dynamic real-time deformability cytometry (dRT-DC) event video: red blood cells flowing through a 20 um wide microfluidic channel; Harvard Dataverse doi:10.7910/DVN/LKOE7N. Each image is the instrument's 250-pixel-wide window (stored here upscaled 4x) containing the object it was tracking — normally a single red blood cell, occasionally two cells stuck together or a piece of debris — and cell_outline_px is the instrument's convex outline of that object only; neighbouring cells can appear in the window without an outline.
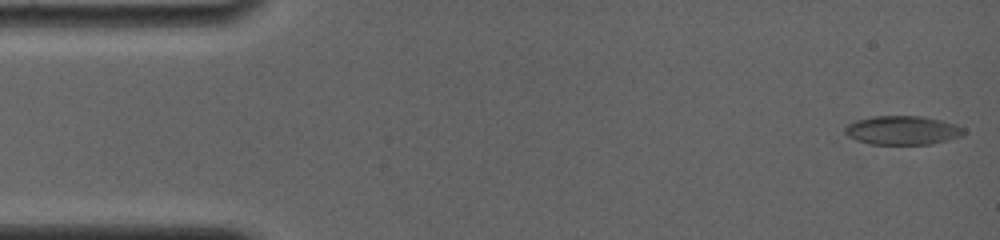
{"species": "common noctule bat (a hibernating species)", "species_latin": "Nyctalus noctula", "temperature_condition": "room temperature", "stored_images_in_passage": 16, "camera_frame_rate_fps": 4000, "um_per_image_px": 0.085, "animal": {"sex": "female", "body_mass_g": 19.0, "forearm_length_mm": 56.7}, "frame": {"image": 1, "passage_image": 1, "time_ms": 0.0, "image_size_px": [1000, 240], "cell_outline_px": [[964, 132], [960, 136], [948, 140], [932, 144], [872, 144], [856, 140], [848, 136], [844, 132], [844, 128], [848, 124], [856, 120], [872, 116], [920, 116], [940, 120], [956, 124], [964, 128]], "centroid_in_image_um": [76.69, 11.07], "position_along_channel_um": 8.3, "area_um2": 19.94}}
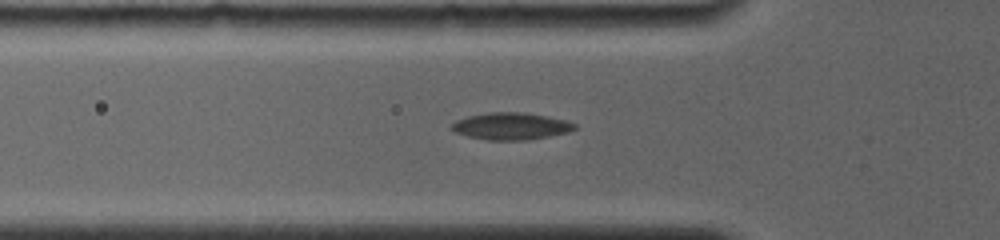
{"frame": {"image": 2, "passage_image": 12, "time_ms": 5.0, "image_size_px": [1000, 240], "cell_outline_px": [[576, 128], [568, 132], [528, 140], [488, 140], [468, 136], [456, 132], [448, 128], [448, 124], [456, 120], [468, 116], [488, 112], [524, 112], [548, 116], [564, 120], [576, 124]], "centroid_in_image_um": [43.38, 10.72], "position_along_channel_um": 82.4, "area_um2": 19.48}}
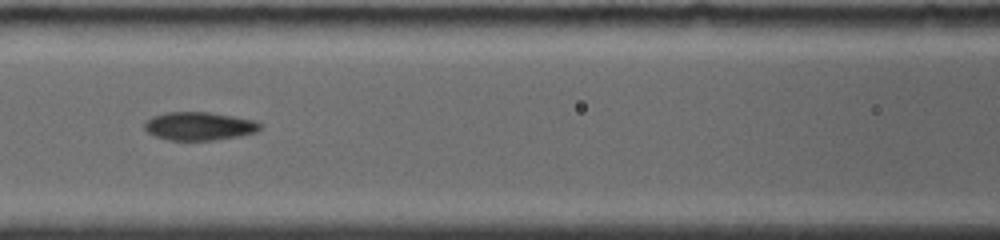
{"frame": {"image": 3, "passage_image": 16, "time_ms": 6.75, "image_size_px": [1000, 240], "cell_outline_px": [[260, 128], [256, 132], [240, 136], [212, 140], [168, 140], [156, 136], [148, 132], [144, 128], [144, 124], [152, 116], [168, 112], [208, 112], [256, 120], [260, 124]], "centroid_in_image_um": [16.93, 10.72], "position_along_channel_um": 149.7, "area_um2": 18.9}}